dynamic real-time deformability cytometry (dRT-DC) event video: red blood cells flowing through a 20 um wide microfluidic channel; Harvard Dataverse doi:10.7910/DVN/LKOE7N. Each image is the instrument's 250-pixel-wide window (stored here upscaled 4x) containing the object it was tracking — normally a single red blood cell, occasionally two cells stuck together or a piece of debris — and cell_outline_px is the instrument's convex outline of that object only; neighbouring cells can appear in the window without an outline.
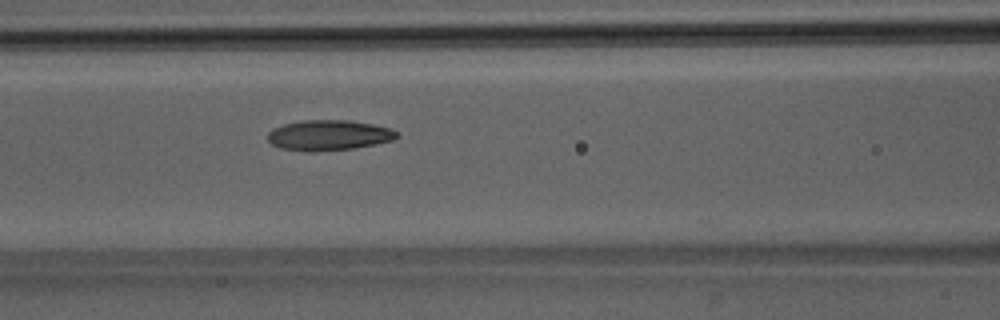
{"species": "Egyptian fruit bat (a non-hibernating species)", "species_latin": "Rousettus aegyptiacus", "temperature_condition": "room temperature", "stored_images_in_passage": 51, "camera_frame_rate_fps": 3000, "um_per_image_px": 0.085, "animal": {"sex": "male"}, "frame": {"image": 1, "passage_image": 22, "time_ms": 7.0, "image_size_px": [1000, 320], "cell_outline_px": [[400, 136], [392, 140], [376, 144], [352, 148], [316, 152], [304, 152], [280, 148], [272, 144], [268, 140], [268, 132], [272, 128], [284, 124], [300, 120], [348, 120], [372, 124], [392, 128]], "centroid_in_image_um": [27.92, 11.5], "position_along_channel_um": 138.7, "area_um2": 23.06}}
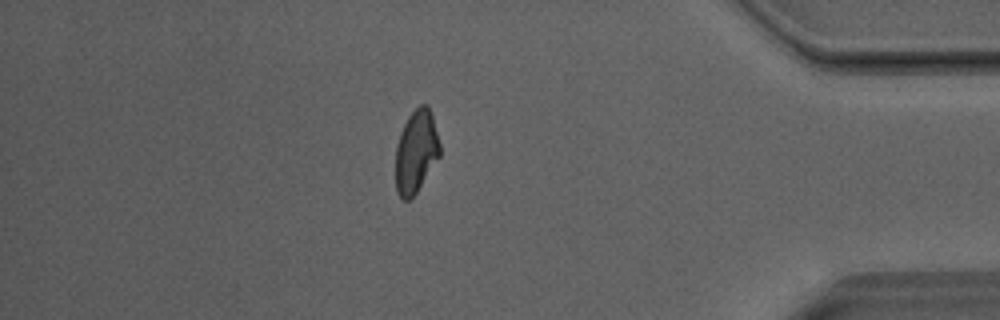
{"frame": {"image": 2, "passage_image": 44, "time_ms": 14.333, "image_size_px": [1000, 320], "cell_outline_px": [[440, 156], [416, 192], [408, 200], [404, 200], [396, 192], [396, 144], [400, 132], [408, 116], [420, 104], [428, 104], [432, 112], [440, 144]], "centroid_in_image_um": [35.37, 12.84], "position_along_channel_um": 399.8, "area_um2": 21.39}}
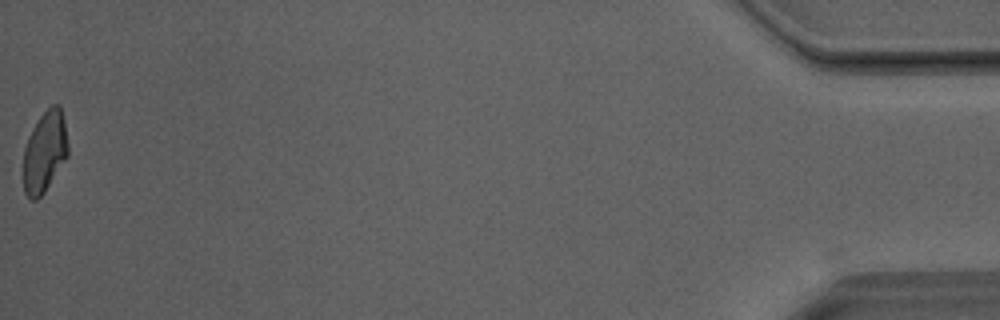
{"frame": {"image": 3, "passage_image": 51, "time_ms": 16.667, "image_size_px": [1000, 320], "cell_outline_px": [[68, 156], [44, 192], [36, 200], [28, 200], [24, 192], [24, 148], [28, 136], [32, 128], [40, 116], [52, 104], [60, 104], [68, 144]], "centroid_in_image_um": [3.79, 12.91], "position_along_channel_um": 431.4, "area_um2": 21.04}, "authors_computed_cell_mechanics": {"area_um2": 22.3108, "velocity_mm_per_s": 4.053, "shape_relaxation_time_tau1_ms": 5.1117, "shape_relaxation_time_tau2_ms": 2.9235, "deformation_change_tau1": 0.1578, "deformation_change_tau2": 0.0964}}